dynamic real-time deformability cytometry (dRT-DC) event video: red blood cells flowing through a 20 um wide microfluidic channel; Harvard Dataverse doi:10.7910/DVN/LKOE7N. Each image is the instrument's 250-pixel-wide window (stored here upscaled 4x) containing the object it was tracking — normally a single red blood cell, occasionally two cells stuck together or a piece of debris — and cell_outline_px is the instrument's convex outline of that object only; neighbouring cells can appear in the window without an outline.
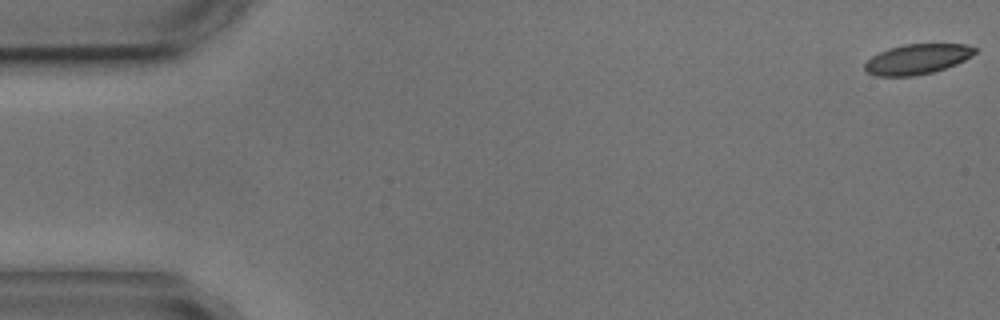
{"species": "common noctule bat (a hibernating species)", "species_latin": "Nyctalus noctula", "temperature_condition": "cold", "stored_images_in_passage": 3, "camera_frame_rate_fps": 3000, "um_per_image_px": 0.085, "animal": {"sex": "male", "body_mass_g": 17.9, "forearm_length_mm": 54.2}, "frame": {"image": 1, "passage_image": 1, "time_ms": 0.0, "image_size_px": [1000, 320], "cell_outline_px": [[980, 48], [972, 56], [956, 64], [932, 72], [912, 76], [876, 76], [868, 72], [864, 68], [864, 64], [872, 56], [888, 48], [904, 44], [968, 44]], "centroid_in_image_um": [78.0, 5.01], "position_along_channel_um": 7.0, "area_um2": 19.36}}